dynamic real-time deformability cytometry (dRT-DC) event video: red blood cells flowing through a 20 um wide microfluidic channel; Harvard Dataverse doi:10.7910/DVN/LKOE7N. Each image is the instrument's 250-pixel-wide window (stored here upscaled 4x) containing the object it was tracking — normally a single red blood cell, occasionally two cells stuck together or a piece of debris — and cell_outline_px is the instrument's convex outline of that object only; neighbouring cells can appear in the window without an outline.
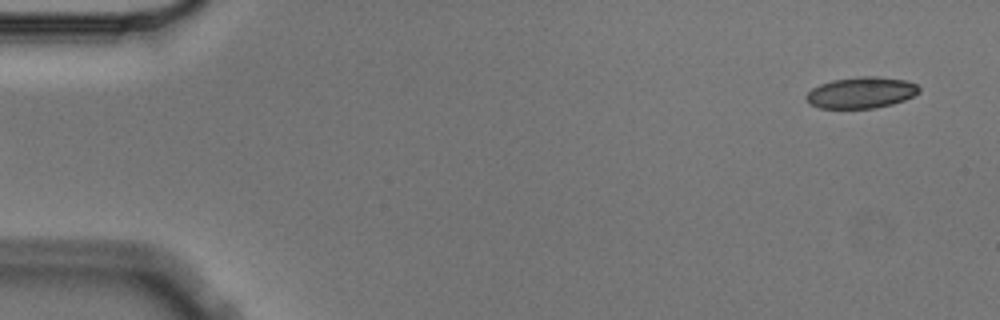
{"species": "Egyptian fruit bat (a non-hibernating species)", "species_latin": "Rousettus aegyptiacus", "temperature_condition": "cold", "stored_images_in_passage": 5, "segment_of_instrument_passage": [2, 2], "camera_frame_rate_fps": 3000, "um_per_image_px": 0.085, "animal": {"sex": "male"}, "frame": {"image": 1, "passage_image": 5, "time_ms": 1.333, "image_size_px": [1000, 320], "cell_outline_px": [[920, 92], [904, 100], [892, 104], [872, 108], [820, 108], [808, 104], [804, 96], [812, 88], [820, 84], [832, 80], [864, 76], [876, 76], [904, 80], [916, 84], [920, 88]], "centroid_in_image_um": [73.17, 7.87], "position_along_channel_um": 11.8, "area_um2": 20.52}}